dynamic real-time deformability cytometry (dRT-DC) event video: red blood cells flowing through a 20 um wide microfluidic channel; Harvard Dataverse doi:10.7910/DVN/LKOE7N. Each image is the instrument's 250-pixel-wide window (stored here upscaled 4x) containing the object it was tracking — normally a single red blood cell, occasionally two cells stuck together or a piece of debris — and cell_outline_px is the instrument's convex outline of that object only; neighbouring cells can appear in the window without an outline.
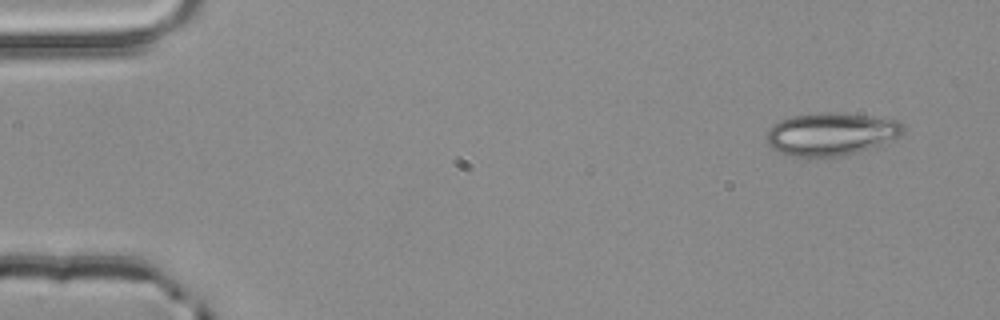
{"species": "common noctule bat (a hibernating species)", "species_latin": "Nyctalus noctula", "temperature_condition": "room temperature", "stored_images_in_passage": 5, "camera_frame_rate_fps": 3000, "um_per_image_px": 0.085, "animal": {"sex": "male", "body_mass_g": 20.4}, "frame": {"image": 1, "passage_image": 1, "time_ms": 0.0, "image_size_px": [1000, 320], "cell_outline_px": [[904, 132], [888, 144], [840, 156], [792, 156], [780, 152], [772, 148], [768, 144], [768, 128], [772, 124], [780, 120], [792, 116], [820, 112], [836, 112], [868, 116], [896, 120], [904, 124]], "centroid_in_image_um": [70.67, 11.38], "position_along_channel_um": 14.3, "area_um2": 34.1}}
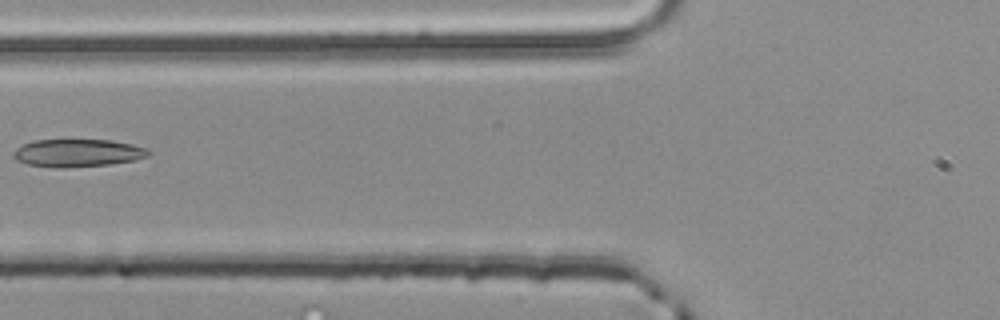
{"frame": {"image": 2, "passage_image": 5, "time_ms": 1.333, "image_size_px": [1000, 320], "cell_outline_px": [[152, 152], [148, 156], [132, 160], [108, 164], [64, 168], [60, 168], [28, 164], [16, 160], [12, 156], [12, 152], [16, 148], [32, 140], [112, 140], [132, 144], [148, 148]], "centroid_in_image_um": [6.59, 12.99], "position_along_channel_um": 119.2, "area_um2": 21.79}}